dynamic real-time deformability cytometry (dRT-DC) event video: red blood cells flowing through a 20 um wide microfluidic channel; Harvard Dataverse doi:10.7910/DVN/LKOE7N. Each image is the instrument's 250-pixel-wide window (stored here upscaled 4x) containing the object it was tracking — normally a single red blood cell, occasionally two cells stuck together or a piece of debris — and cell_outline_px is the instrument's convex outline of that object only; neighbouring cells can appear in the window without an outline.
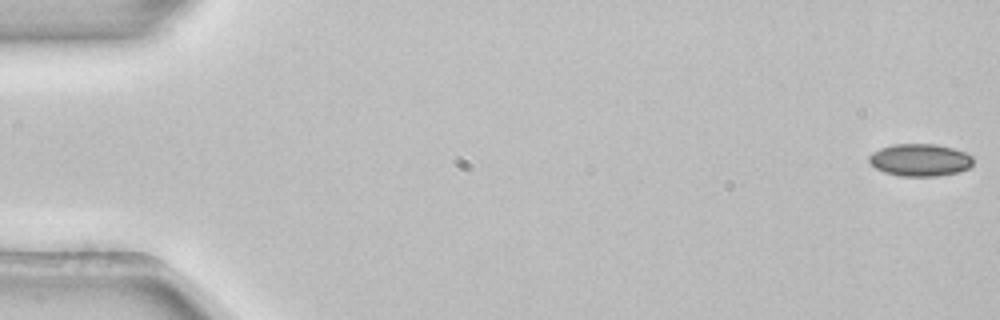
{"species": "common noctule bat (a hibernating species)", "species_latin": "Nyctalus noctula", "temperature_condition": "room temperature", "stored_images_in_passage": 5, "camera_frame_rate_fps": 3000, "um_per_image_px": 0.085, "animal": {"sex": "female", "body_mass_g": 22.7, "forearm_length_mm": 54.2}, "frame": {"image": 1, "passage_image": 1, "time_ms": 0.0, "image_size_px": [1000, 320], "cell_outline_px": [[972, 164], [968, 168], [956, 172], [936, 176], [900, 176], [884, 172], [876, 168], [868, 160], [868, 156], [872, 152], [880, 148], [892, 144], [936, 144], [952, 148], [964, 152], [972, 156]], "centroid_in_image_um": [78.16, 13.59], "position_along_channel_um": 6.8, "area_um2": 19.54}}
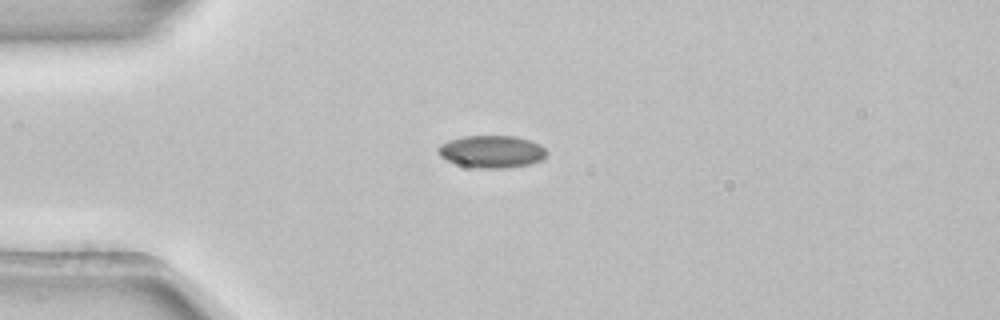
{"frame": {"image": 2, "passage_image": 4, "time_ms": 1.0, "image_size_px": [1000, 320], "cell_outline_px": [[548, 152], [540, 160], [528, 164], [508, 168], [476, 168], [460, 164], [448, 160], [440, 156], [436, 152], [436, 148], [440, 144], [448, 140], [460, 136], [516, 136], [540, 144]], "centroid_in_image_um": [41.75, 12.87], "position_along_channel_um": 43.2, "area_um2": 20.46}}